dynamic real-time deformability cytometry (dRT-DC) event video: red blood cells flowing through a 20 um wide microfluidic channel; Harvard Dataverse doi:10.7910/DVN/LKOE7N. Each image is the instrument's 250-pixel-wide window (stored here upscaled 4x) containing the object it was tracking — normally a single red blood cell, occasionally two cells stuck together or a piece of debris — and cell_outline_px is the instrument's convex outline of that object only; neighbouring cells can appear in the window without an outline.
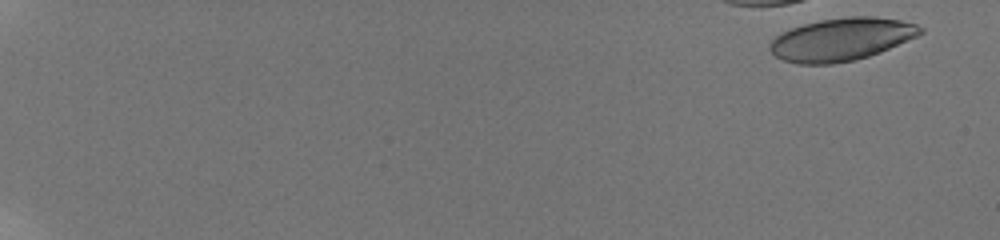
{"species": "human", "species_latin": "Homo sapiens", "temperature_condition": "room temperature", "stored_images_in_passage": 6, "camera_frame_rate_fps": 3000, "um_per_image_px": 0.085, "donor": {"sex": "male"}, "frame": {"image": 1, "passage_image": 3, "time_ms": 1.0, "image_size_px": [1000, 240], "cell_outline_px": [[924, 32], [916, 36], [880, 52], [868, 56], [852, 60], [832, 64], [796, 64], [784, 60], [776, 56], [768, 48], [768, 44], [776, 36], [792, 28], [804, 24], [820, 20], [852, 16], [872, 16], [900, 20], [916, 24], [924, 28]], "centroid_in_image_um": [71.51, 3.34], "position_along_channel_um": 13.5, "area_um2": 37.17}}